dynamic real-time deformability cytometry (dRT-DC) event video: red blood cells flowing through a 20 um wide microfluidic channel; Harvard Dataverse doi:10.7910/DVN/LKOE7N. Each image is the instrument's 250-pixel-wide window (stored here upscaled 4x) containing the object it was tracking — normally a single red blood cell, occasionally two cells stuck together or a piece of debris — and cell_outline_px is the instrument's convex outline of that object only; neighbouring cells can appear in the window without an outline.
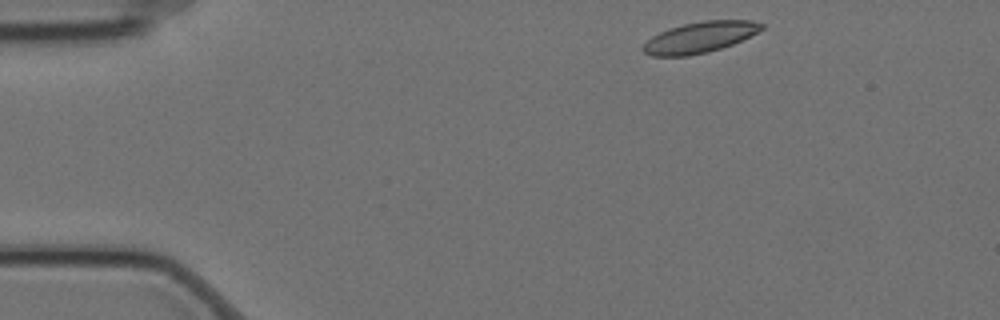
{"species": "Egyptian fruit bat (a non-hibernating species)", "species_latin": "Rousettus aegyptiacus", "temperature_condition": "cold", "stored_images_in_passage": 3, "camera_frame_rate_fps": 3000, "um_per_image_px": 0.085, "animal": {"sex": "female"}, "frame": {"image": 1, "passage_image": 1, "time_ms": 0.0, "image_size_px": [1000, 320], "cell_outline_px": [[764, 28], [732, 44], [708, 52], [688, 56], [652, 56], [644, 52], [640, 48], [652, 36], [668, 28], [684, 24], [704, 20], [752, 20], [764, 24]], "centroid_in_image_um": [59.45, 3.17], "position_along_channel_um": 25.5, "area_um2": 21.21}}